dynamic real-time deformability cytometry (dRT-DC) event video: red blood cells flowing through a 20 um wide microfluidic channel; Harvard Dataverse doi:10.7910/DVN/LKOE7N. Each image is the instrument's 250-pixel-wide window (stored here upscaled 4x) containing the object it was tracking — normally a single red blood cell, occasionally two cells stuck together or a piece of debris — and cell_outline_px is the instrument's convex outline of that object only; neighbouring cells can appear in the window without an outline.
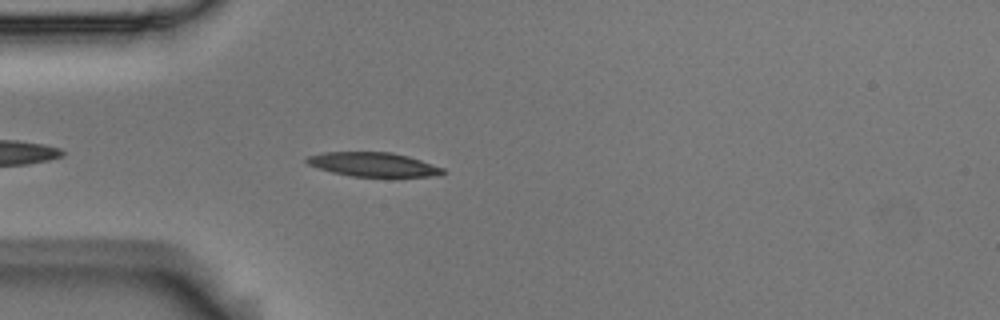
{"species": "Egyptian fruit bat (a non-hibernating species)", "species_latin": "Rousettus aegyptiacus", "temperature_condition": "room temperature", "stored_images_in_passage": 29, "camera_frame_rate_fps": 3000, "um_per_image_px": 0.085, "animal": {"sex": "male"}, "frame": {"image": 1, "passage_image": 5, "time_ms": 1.333, "image_size_px": [1000, 320], "cell_outline_px": [[448, 172], [440, 176], [352, 176], [332, 172], [308, 164], [304, 160], [308, 156], [324, 152], [392, 152], [408, 156], [444, 168]], "centroid_in_image_um": [31.76, 13.97], "position_along_channel_um": 53.2, "area_um2": 19.02}}
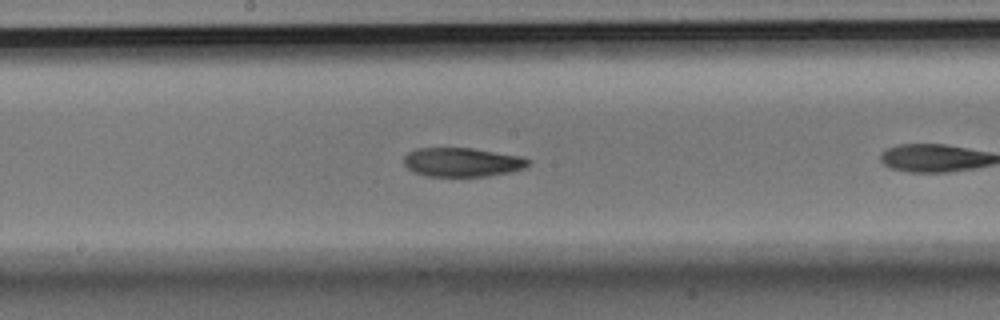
{"frame": {"image": 2, "passage_image": 15, "time_ms": 4.667, "image_size_px": [1000, 320], "cell_outline_px": [[532, 160], [524, 168], [512, 172], [488, 176], [428, 176], [416, 172], [408, 168], [404, 164], [404, 156], [408, 152], [416, 148], [472, 148], [520, 156]], "centroid_in_image_um": [39.3, 13.78], "position_along_channel_um": 208.9, "area_um2": 20.98}}
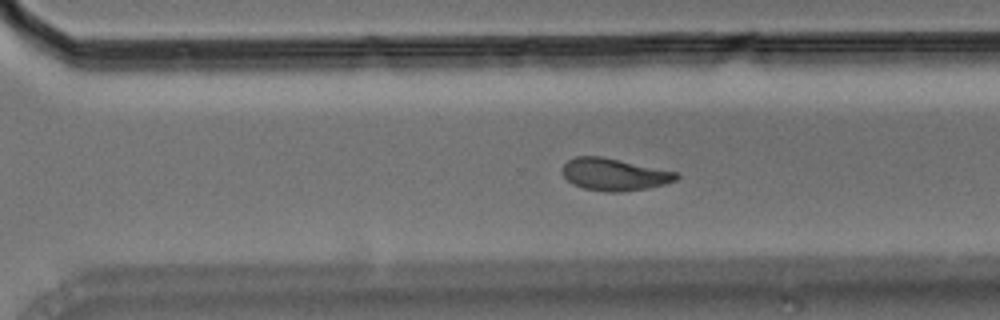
{"frame": {"image": 3, "passage_image": 24, "time_ms": 7.667, "image_size_px": [1000, 320], "cell_outline_px": [[680, 176], [676, 180], [664, 184], [648, 188], [620, 192], [608, 192], [584, 188], [572, 184], [564, 176], [560, 168], [568, 160], [576, 156], [600, 156], [680, 172]], "centroid_in_image_um": [52.22, 14.82], "position_along_channel_um": 318.4, "area_um2": 21.5}}